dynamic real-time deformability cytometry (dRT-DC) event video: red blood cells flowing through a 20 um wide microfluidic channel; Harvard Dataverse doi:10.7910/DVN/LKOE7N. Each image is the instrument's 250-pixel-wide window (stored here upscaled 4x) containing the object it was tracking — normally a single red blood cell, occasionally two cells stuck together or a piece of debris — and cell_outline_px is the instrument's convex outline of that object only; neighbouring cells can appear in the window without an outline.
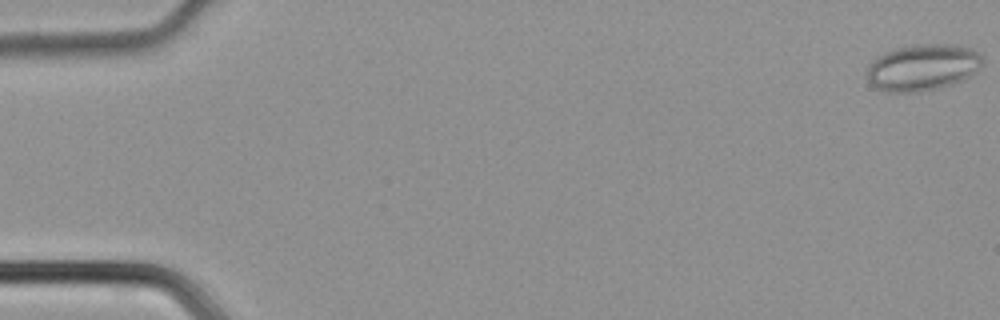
{"species": "common noctule bat (a hibernating species)", "species_latin": "Nyctalus noctula", "temperature_condition": "cold", "stored_images_in_passage": 46, "camera_frame_rate_fps": 3000, "um_per_image_px": 0.085, "animal": {"sex": "male", "body_mass_g": 21.5, "forearm_length_mm": 52.0}, "frame": {"image": 1, "passage_image": 1, "time_ms": 0.0, "image_size_px": [1000, 320], "cell_outline_px": [[984, 60], [980, 68], [972, 76], [964, 80], [952, 84], [936, 88], [912, 92], [884, 92], [868, 84], [864, 72], [868, 64], [876, 56], [884, 52], [896, 48], [924, 44], [944, 44], [972, 48], [980, 52], [984, 56]], "centroid_in_image_um": [78.4, 5.73], "position_along_channel_um": 6.6, "area_um2": 31.91}}
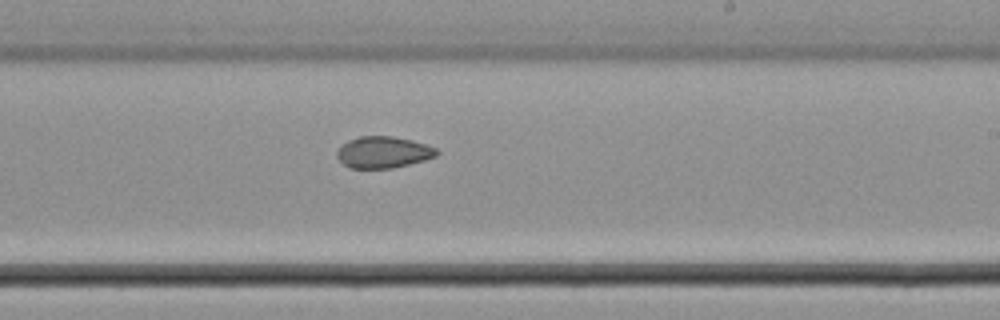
{"frame": {"image": 2, "passage_image": 28, "time_ms": 9.0, "image_size_px": [1000, 320], "cell_outline_px": [[440, 152], [436, 156], [424, 160], [392, 168], [348, 168], [336, 156], [336, 152], [340, 144], [348, 140], [360, 136], [392, 136], [412, 140], [436, 148]], "centroid_in_image_um": [32.54, 12.93], "position_along_channel_um": 256.5, "area_um2": 18.38}}
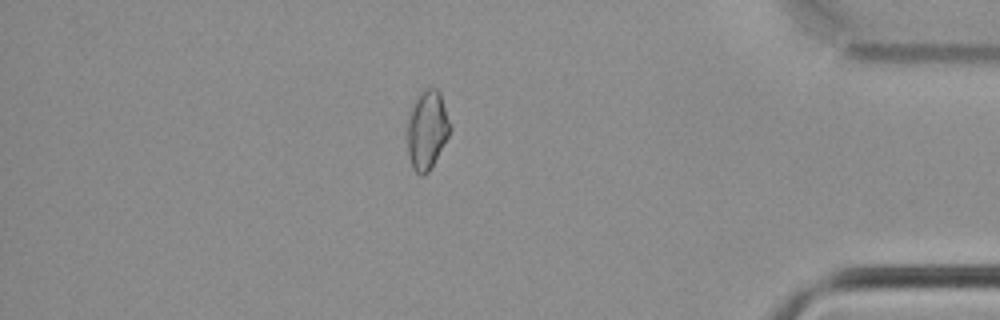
{"frame": {"image": 3, "passage_image": 40, "time_ms": 13.0, "image_size_px": [1000, 320], "cell_outline_px": [[452, 128], [448, 136], [428, 172], [424, 176], [420, 176], [412, 168], [408, 156], [408, 112], [416, 100], [428, 88], [436, 88], [440, 92]], "centroid_in_image_um": [36.3, 11.07], "position_along_channel_um": 398.9, "area_um2": 19.31}}